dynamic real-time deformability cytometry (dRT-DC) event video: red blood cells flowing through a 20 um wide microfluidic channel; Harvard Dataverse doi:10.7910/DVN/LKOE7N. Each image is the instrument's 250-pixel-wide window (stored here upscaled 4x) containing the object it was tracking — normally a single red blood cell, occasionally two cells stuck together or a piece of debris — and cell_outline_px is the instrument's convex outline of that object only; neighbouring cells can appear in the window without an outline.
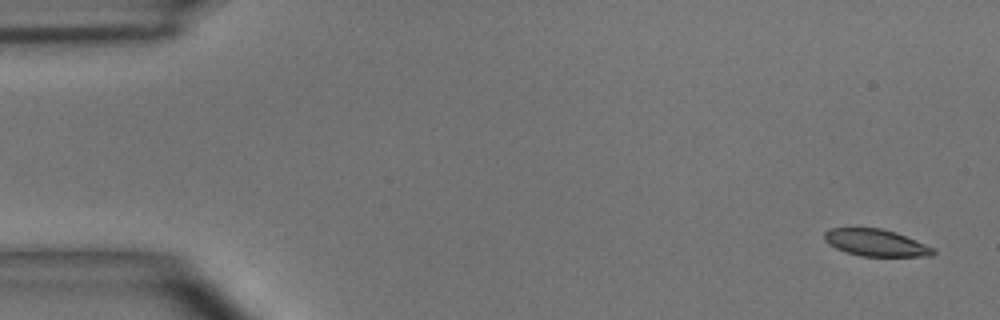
{"species": "common noctule bat (a hibernating species)", "species_latin": "Nyctalus noctula", "temperature_condition": "room temperature", "stored_images_in_passage": 51, "camera_frame_rate_fps": 3000, "um_per_image_px": 0.085, "animal": {"sex": "male", "body_mass_g": 15.6}, "frame": {"image": 1, "passage_image": 2, "time_ms": 0.333, "image_size_px": [1000, 320], "cell_outline_px": [[936, 252], [932, 256], [860, 256], [836, 248], [828, 244], [824, 240], [824, 232], [832, 228], [880, 228], [896, 232], [924, 244], [932, 248]], "centroid_in_image_um": [74.42, 20.63], "position_along_channel_um": 10.6, "area_um2": 16.88}}
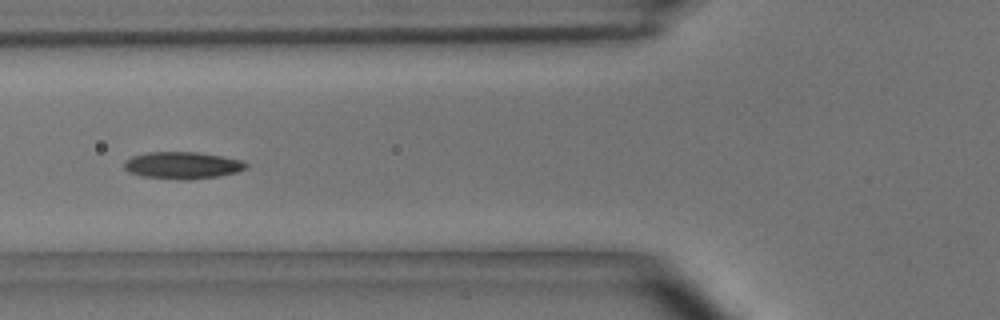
{"frame": {"image": 2, "passage_image": 19, "time_ms": 6.0, "image_size_px": [1000, 320], "cell_outline_px": [[248, 168], [236, 172], [220, 176], [192, 180], [184, 180], [140, 176], [128, 172], [124, 168], [124, 160], [132, 156], [148, 152], [196, 152], [220, 156], [240, 160], [248, 164]], "centroid_in_image_um": [15.48, 14.06], "position_along_channel_um": 110.3, "area_um2": 19.31}}
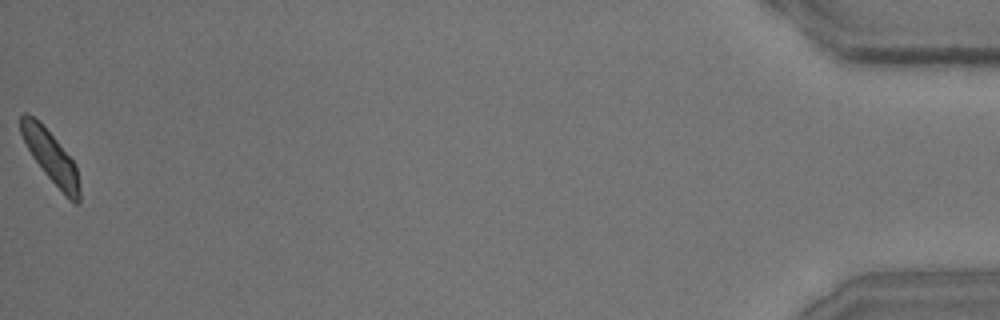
{"frame": {"image": 3, "passage_image": 51, "time_ms": 16.667, "image_size_px": [1000, 320], "cell_outline_px": [[80, 204], [72, 204], [68, 200], [44, 172], [32, 156], [20, 132], [20, 116], [24, 112], [28, 112], [56, 140], [76, 164], [80, 188]], "centroid_in_image_um": [4.35, 13.41], "position_along_channel_um": 430.8, "area_um2": 17.51}, "authors_computed_cell_mechanics": {"area_um2": 18.207, "velocity_mm_per_s": 3.9129, "shape_relaxation_time_tau1_ms": 3.0075, "shape_relaxation_time_tau2_ms": 2.2452, "deformation_change_tau1": 0.118, "deformation_change_tau2": 0.075}}